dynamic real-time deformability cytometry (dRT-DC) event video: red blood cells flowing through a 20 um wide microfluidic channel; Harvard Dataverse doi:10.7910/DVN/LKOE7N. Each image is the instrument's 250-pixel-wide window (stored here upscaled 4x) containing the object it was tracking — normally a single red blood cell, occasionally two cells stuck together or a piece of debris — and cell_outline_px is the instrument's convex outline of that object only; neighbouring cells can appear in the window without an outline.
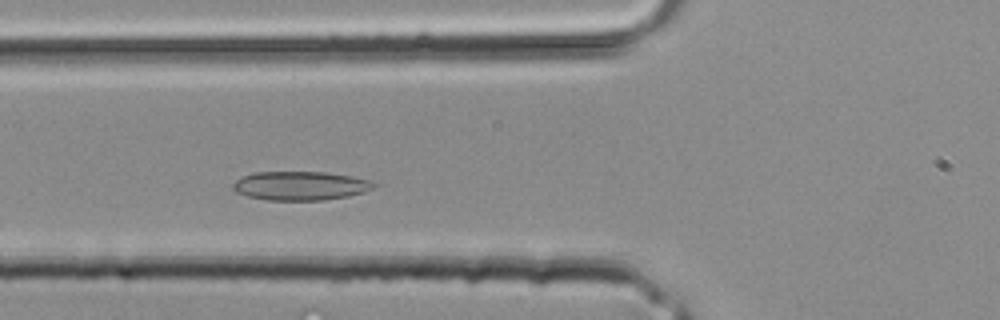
{"species": "common noctule bat (a hibernating species)", "species_latin": "Nyctalus noctula", "temperature_condition": "room temperature", "stored_images_in_passage": 7, "camera_frame_rate_fps": 3000, "um_per_image_px": 0.085, "animal": {"sex": "male", "body_mass_g": 20.4}, "frame": {"image": 1, "passage_image": 7, "time_ms": 2.0, "image_size_px": [1000, 320], "cell_outline_px": [[380, 184], [364, 192], [348, 196], [324, 200], [268, 200], [248, 196], [236, 192], [232, 188], [232, 184], [240, 176], [256, 172], [324, 172], [352, 176], [368, 180]], "centroid_in_image_um": [25.52, 15.79], "position_along_channel_um": 100.3, "area_um2": 23.76}}